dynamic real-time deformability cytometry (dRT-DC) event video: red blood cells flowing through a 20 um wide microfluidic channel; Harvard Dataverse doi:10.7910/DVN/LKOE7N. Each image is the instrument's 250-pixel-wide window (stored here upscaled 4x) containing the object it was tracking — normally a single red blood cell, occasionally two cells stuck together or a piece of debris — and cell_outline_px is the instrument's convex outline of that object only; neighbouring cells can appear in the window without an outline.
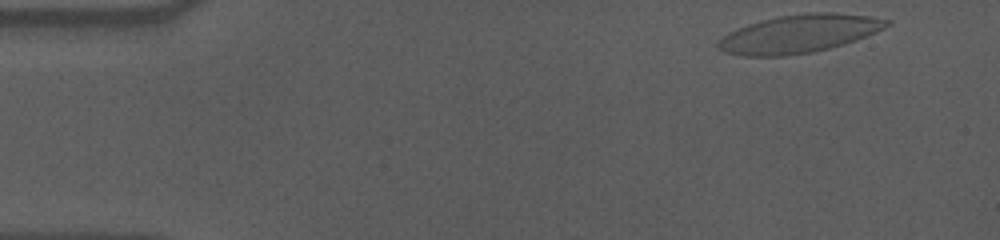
{"species": "human", "species_latin": "Homo sapiens", "temperature_condition": "cold", "stored_images_in_passage": 14, "camera_frame_rate_fps": 3000, "um_per_image_px": 0.085, "donor": {"sex": "male"}, "frame": {"image": 1, "passage_image": 1, "time_ms": 0.0, "image_size_px": [1000, 240], "cell_outline_px": [[892, 24], [876, 32], [856, 40], [844, 44], [812, 52], [784, 56], [744, 56], [724, 52], [716, 48], [716, 44], [728, 32], [748, 24], [760, 20], [780, 16], [808, 12], [832, 12], [868, 16], [892, 20]], "centroid_in_image_um": [67.93, 2.87], "position_along_channel_um": 17.1, "area_um2": 37.45}}